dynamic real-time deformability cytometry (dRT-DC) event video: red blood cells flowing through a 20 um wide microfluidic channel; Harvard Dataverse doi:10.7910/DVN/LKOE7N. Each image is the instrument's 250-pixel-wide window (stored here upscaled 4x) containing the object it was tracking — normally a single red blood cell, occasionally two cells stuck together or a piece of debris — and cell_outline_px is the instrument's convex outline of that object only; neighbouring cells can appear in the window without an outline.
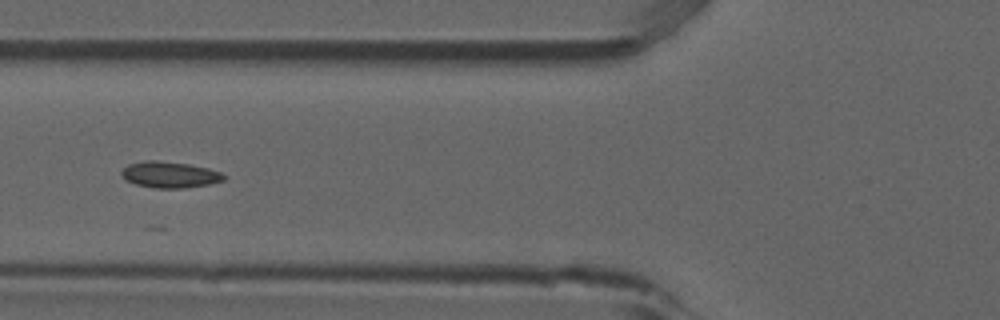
{"species": "common noctule bat (a hibernating species)", "species_latin": "Nyctalus noctula", "temperature_condition": "room temperature", "stored_images_in_passage": 6, "camera_frame_rate_fps": 3000, "um_per_image_px": 0.085, "animal": {"sex": "male", "forearm_length_mm": 52.5}, "frame": {"image": 1, "passage_image": 6, "time_ms": 1.667, "image_size_px": [1000, 320], "cell_outline_px": [[228, 176], [224, 180], [208, 184], [184, 188], [156, 188], [136, 184], [128, 180], [120, 172], [128, 164], [144, 160], [156, 160], [188, 164], [208, 168], [220, 172]], "centroid_in_image_um": [14.45, 14.84], "position_along_channel_um": 111.3, "area_um2": 15.49}}